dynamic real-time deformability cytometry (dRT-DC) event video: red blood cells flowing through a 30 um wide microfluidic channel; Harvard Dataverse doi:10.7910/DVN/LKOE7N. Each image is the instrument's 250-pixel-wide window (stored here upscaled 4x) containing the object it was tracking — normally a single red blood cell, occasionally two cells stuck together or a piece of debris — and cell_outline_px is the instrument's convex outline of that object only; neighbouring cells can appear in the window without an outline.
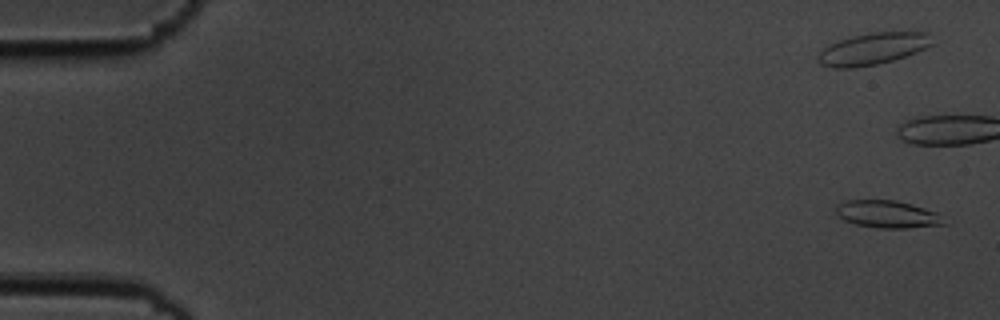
{"species": "common noctule bat (a hibernating species)", "species_latin": "Nyctalus noctula", "temperature_condition": "cold", "stored_images_in_passage": 17, "camera_frame_rate_fps": 3000, "um_per_image_px": 0.085, "animal": {"sex": "male", "body_mass_g": 19.5, "forearm_length_mm": 54.6}, "frame": {"image": 1, "passage_image": 1, "time_ms": 0.0, "image_size_px": [1000, 320], "cell_outline_px": [[948, 224], [908, 228], [880, 228], [856, 224], [844, 220], [836, 212], [836, 204], [848, 200], [896, 200], [912, 204], [936, 212]], "centroid_in_image_um": [75.44, 18.21], "position_along_channel_um": 9.6, "area_um2": 17.17}}